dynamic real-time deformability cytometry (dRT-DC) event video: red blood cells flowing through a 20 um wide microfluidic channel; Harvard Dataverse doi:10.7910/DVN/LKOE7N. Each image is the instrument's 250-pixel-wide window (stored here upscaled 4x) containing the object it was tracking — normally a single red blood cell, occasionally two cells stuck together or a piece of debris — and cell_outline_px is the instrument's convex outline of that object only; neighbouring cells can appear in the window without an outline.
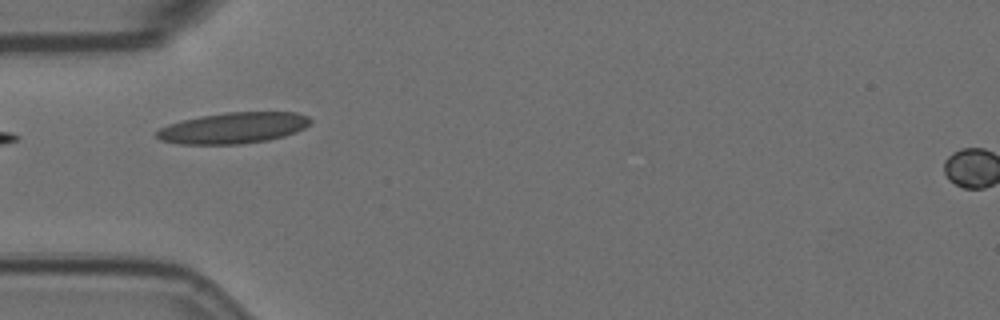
{"species": "Egyptian fruit bat (a non-hibernating species)", "species_latin": "Rousettus aegyptiacus", "temperature_condition": "room temperature", "stored_images_in_passage": 2, "camera_frame_rate_fps": 3000, "um_per_image_px": 0.085, "animal": {"sex": "female"}, "frame": {"image": 1, "passage_image": 1, "time_ms": 0.0, "image_size_px": [1000, 320], "cell_outline_px": [[312, 124], [296, 132], [284, 136], [268, 140], [240, 144], [176, 144], [160, 140], [156, 136], [156, 132], [160, 128], [168, 124], [200, 116], [228, 112], [296, 112], [308, 116], [312, 120]], "centroid_in_image_um": [19.85, 10.88], "position_along_channel_um": 65.1, "area_um2": 27.92}}
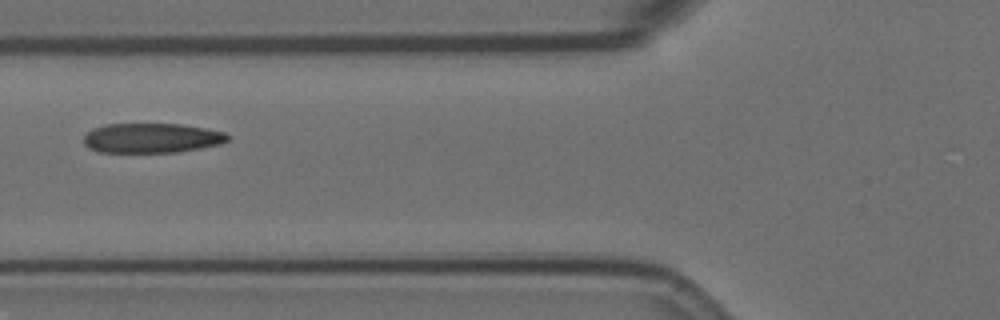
{"frame": {"image": 2, "passage_image": 2, "time_ms": 1.333, "image_size_px": [1000, 320], "cell_outline_px": [[228, 140], [220, 144], [176, 152], [100, 152], [88, 148], [84, 144], [84, 136], [92, 128], [108, 124], [180, 124], [204, 128], [224, 132], [228, 136]], "centroid_in_image_um": [12.85, 11.73], "position_along_channel_um": 112.9, "area_um2": 24.74}}